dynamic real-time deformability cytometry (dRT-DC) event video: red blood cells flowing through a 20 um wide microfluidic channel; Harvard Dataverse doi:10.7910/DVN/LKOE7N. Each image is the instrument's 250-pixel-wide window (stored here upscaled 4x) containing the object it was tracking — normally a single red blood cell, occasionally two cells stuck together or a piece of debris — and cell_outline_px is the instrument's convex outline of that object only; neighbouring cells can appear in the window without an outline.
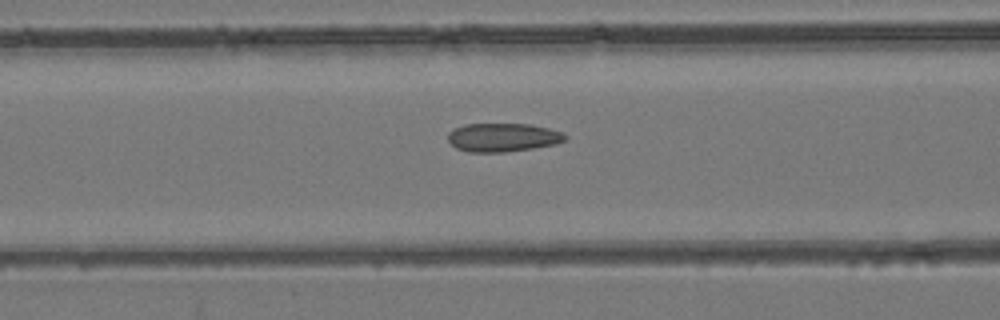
{"species": "common noctule bat (a hibernating species)", "species_latin": "Nyctalus noctula", "temperature_condition": "room temperature", "stored_images_in_passage": 53, "camera_frame_rate_fps": 3000, "um_per_image_px": 0.085, "animal": {"sex": "female", "body_mass_g": 24.6, "forearm_length_mm": 56.2}, "frame": {"image": 1, "passage_image": 22, "time_ms": 7.0, "image_size_px": [1000, 320], "cell_outline_px": [[568, 136], [564, 140], [556, 144], [532, 148], [504, 152], [468, 152], [456, 148], [448, 140], [448, 132], [464, 124], [528, 124], [548, 128], [564, 132]], "centroid_in_image_um": [42.75, 11.68], "position_along_channel_um": 123.9, "area_um2": 19.48}}
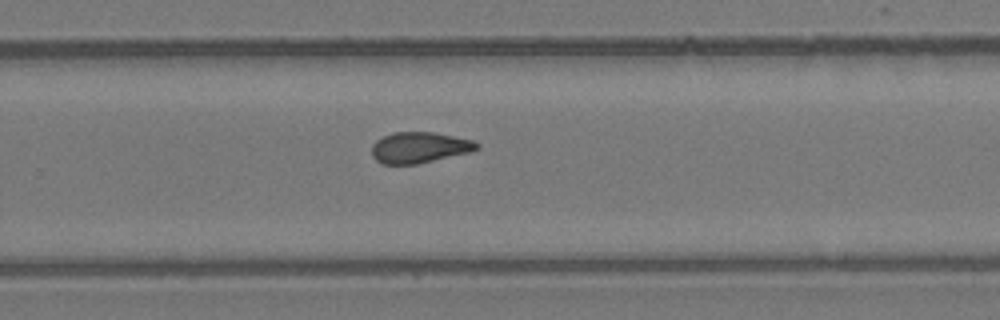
{"frame": {"image": 2, "passage_image": 35, "time_ms": 11.333, "image_size_px": [1000, 320], "cell_outline_px": [[480, 148], [468, 152], [416, 164], [380, 164], [372, 156], [372, 144], [376, 140], [392, 132], [432, 132], [472, 140], [480, 144]], "centroid_in_image_um": [35.61, 12.54], "position_along_channel_um": 294.2, "area_um2": 18.79}}
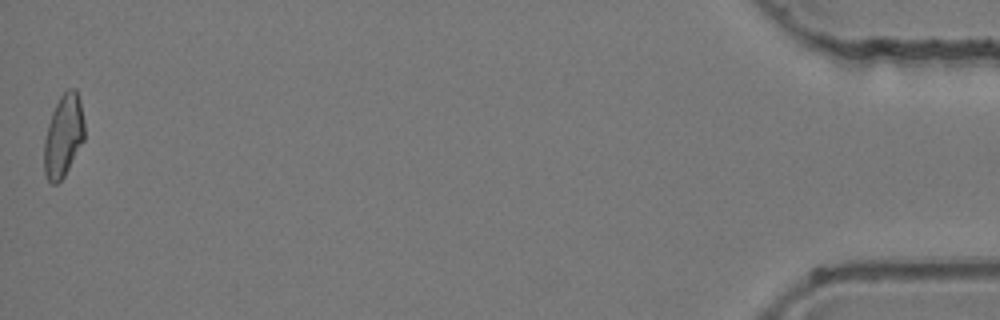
{"frame": {"image": 3, "passage_image": 53, "time_ms": 17.333, "image_size_px": [1000, 320], "cell_outline_px": [[84, 140], [64, 176], [56, 184], [52, 184], [48, 180], [44, 172], [44, 140], [48, 124], [52, 112], [60, 96], [68, 88], [76, 88], [80, 100], [84, 120]], "centroid_in_image_um": [5.39, 11.52], "position_along_channel_um": 429.8, "area_um2": 19.36}, "authors_computed_cell_mechanics": {"area_um2": 19.5364, "velocity_mm_per_s": 3.9263, "shape_relaxation_time_tau1_ms": null, "shape_relaxation_time_tau2_ms": 2.5333, "deformation_change_tau1": null, "deformation_change_tau2": 0.078}}